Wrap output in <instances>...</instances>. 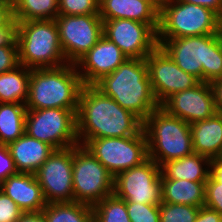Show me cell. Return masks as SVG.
I'll return each mask as SVG.
<instances>
[{
    "mask_svg": "<svg viewBox=\"0 0 222 222\" xmlns=\"http://www.w3.org/2000/svg\"><path fill=\"white\" fill-rule=\"evenodd\" d=\"M79 145L90 139L136 135L143 122L95 85H84L76 114Z\"/></svg>",
    "mask_w": 222,
    "mask_h": 222,
    "instance_id": "6da1fadb",
    "label": "cell"
},
{
    "mask_svg": "<svg viewBox=\"0 0 222 222\" xmlns=\"http://www.w3.org/2000/svg\"><path fill=\"white\" fill-rule=\"evenodd\" d=\"M95 86L142 122L160 105L151 89L145 59H127Z\"/></svg>",
    "mask_w": 222,
    "mask_h": 222,
    "instance_id": "7a4b0ae2",
    "label": "cell"
},
{
    "mask_svg": "<svg viewBox=\"0 0 222 222\" xmlns=\"http://www.w3.org/2000/svg\"><path fill=\"white\" fill-rule=\"evenodd\" d=\"M83 82L75 64L31 69L27 110L69 109L77 114Z\"/></svg>",
    "mask_w": 222,
    "mask_h": 222,
    "instance_id": "3957f363",
    "label": "cell"
},
{
    "mask_svg": "<svg viewBox=\"0 0 222 222\" xmlns=\"http://www.w3.org/2000/svg\"><path fill=\"white\" fill-rule=\"evenodd\" d=\"M179 68L201 82L222 78V40L220 34L157 38Z\"/></svg>",
    "mask_w": 222,
    "mask_h": 222,
    "instance_id": "277c9868",
    "label": "cell"
},
{
    "mask_svg": "<svg viewBox=\"0 0 222 222\" xmlns=\"http://www.w3.org/2000/svg\"><path fill=\"white\" fill-rule=\"evenodd\" d=\"M148 158L160 167L194 153L190 124L170 115L162 107L153 110L143 121Z\"/></svg>",
    "mask_w": 222,
    "mask_h": 222,
    "instance_id": "5b68a950",
    "label": "cell"
},
{
    "mask_svg": "<svg viewBox=\"0 0 222 222\" xmlns=\"http://www.w3.org/2000/svg\"><path fill=\"white\" fill-rule=\"evenodd\" d=\"M19 62L27 68H57L67 63L55 19L18 21Z\"/></svg>",
    "mask_w": 222,
    "mask_h": 222,
    "instance_id": "8992f818",
    "label": "cell"
},
{
    "mask_svg": "<svg viewBox=\"0 0 222 222\" xmlns=\"http://www.w3.org/2000/svg\"><path fill=\"white\" fill-rule=\"evenodd\" d=\"M222 18L213 10L178 0H163L157 38H181L217 34Z\"/></svg>",
    "mask_w": 222,
    "mask_h": 222,
    "instance_id": "52a82bcc",
    "label": "cell"
},
{
    "mask_svg": "<svg viewBox=\"0 0 222 222\" xmlns=\"http://www.w3.org/2000/svg\"><path fill=\"white\" fill-rule=\"evenodd\" d=\"M72 181L74 202L93 207L113 194L114 177L82 145L73 146Z\"/></svg>",
    "mask_w": 222,
    "mask_h": 222,
    "instance_id": "ba28073f",
    "label": "cell"
},
{
    "mask_svg": "<svg viewBox=\"0 0 222 222\" xmlns=\"http://www.w3.org/2000/svg\"><path fill=\"white\" fill-rule=\"evenodd\" d=\"M25 133L55 150L79 145L76 113L69 109L27 110Z\"/></svg>",
    "mask_w": 222,
    "mask_h": 222,
    "instance_id": "9c48e42d",
    "label": "cell"
},
{
    "mask_svg": "<svg viewBox=\"0 0 222 222\" xmlns=\"http://www.w3.org/2000/svg\"><path fill=\"white\" fill-rule=\"evenodd\" d=\"M84 146L113 177L148 159L147 139L143 128L133 136L90 139Z\"/></svg>",
    "mask_w": 222,
    "mask_h": 222,
    "instance_id": "30bf717a",
    "label": "cell"
},
{
    "mask_svg": "<svg viewBox=\"0 0 222 222\" xmlns=\"http://www.w3.org/2000/svg\"><path fill=\"white\" fill-rule=\"evenodd\" d=\"M113 194L125 201L160 205L161 167L152 159L122 171L114 177Z\"/></svg>",
    "mask_w": 222,
    "mask_h": 222,
    "instance_id": "8fae6325",
    "label": "cell"
},
{
    "mask_svg": "<svg viewBox=\"0 0 222 222\" xmlns=\"http://www.w3.org/2000/svg\"><path fill=\"white\" fill-rule=\"evenodd\" d=\"M60 45L67 63L75 64L103 35V20L99 14L58 15Z\"/></svg>",
    "mask_w": 222,
    "mask_h": 222,
    "instance_id": "7c38bea8",
    "label": "cell"
},
{
    "mask_svg": "<svg viewBox=\"0 0 222 222\" xmlns=\"http://www.w3.org/2000/svg\"><path fill=\"white\" fill-rule=\"evenodd\" d=\"M151 89L159 105L172 94L191 89L201 81L177 66L158 45L146 58Z\"/></svg>",
    "mask_w": 222,
    "mask_h": 222,
    "instance_id": "4fadbf2b",
    "label": "cell"
},
{
    "mask_svg": "<svg viewBox=\"0 0 222 222\" xmlns=\"http://www.w3.org/2000/svg\"><path fill=\"white\" fill-rule=\"evenodd\" d=\"M73 147L54 150L35 173L46 203L74 202Z\"/></svg>",
    "mask_w": 222,
    "mask_h": 222,
    "instance_id": "5bb4252c",
    "label": "cell"
},
{
    "mask_svg": "<svg viewBox=\"0 0 222 222\" xmlns=\"http://www.w3.org/2000/svg\"><path fill=\"white\" fill-rule=\"evenodd\" d=\"M103 35L129 59H145L159 45L157 31L151 25L135 20H103Z\"/></svg>",
    "mask_w": 222,
    "mask_h": 222,
    "instance_id": "9a60e30c",
    "label": "cell"
},
{
    "mask_svg": "<svg viewBox=\"0 0 222 222\" xmlns=\"http://www.w3.org/2000/svg\"><path fill=\"white\" fill-rule=\"evenodd\" d=\"M160 107L190 125L217 113L213 87L209 82H200L191 89L172 94Z\"/></svg>",
    "mask_w": 222,
    "mask_h": 222,
    "instance_id": "2e32d148",
    "label": "cell"
},
{
    "mask_svg": "<svg viewBox=\"0 0 222 222\" xmlns=\"http://www.w3.org/2000/svg\"><path fill=\"white\" fill-rule=\"evenodd\" d=\"M128 57L104 35L76 63L83 85H95L105 75L114 72Z\"/></svg>",
    "mask_w": 222,
    "mask_h": 222,
    "instance_id": "e0dca14e",
    "label": "cell"
},
{
    "mask_svg": "<svg viewBox=\"0 0 222 222\" xmlns=\"http://www.w3.org/2000/svg\"><path fill=\"white\" fill-rule=\"evenodd\" d=\"M0 190L23 212L42 211L47 204L35 174L18 172L11 175L0 183Z\"/></svg>",
    "mask_w": 222,
    "mask_h": 222,
    "instance_id": "ac0fdd59",
    "label": "cell"
},
{
    "mask_svg": "<svg viewBox=\"0 0 222 222\" xmlns=\"http://www.w3.org/2000/svg\"><path fill=\"white\" fill-rule=\"evenodd\" d=\"M99 15L102 20L129 19L159 28V10L144 0H100Z\"/></svg>",
    "mask_w": 222,
    "mask_h": 222,
    "instance_id": "d6986e66",
    "label": "cell"
},
{
    "mask_svg": "<svg viewBox=\"0 0 222 222\" xmlns=\"http://www.w3.org/2000/svg\"><path fill=\"white\" fill-rule=\"evenodd\" d=\"M7 146L17 171L31 174H35L55 150L46 142L32 138L26 133Z\"/></svg>",
    "mask_w": 222,
    "mask_h": 222,
    "instance_id": "ffe728a7",
    "label": "cell"
},
{
    "mask_svg": "<svg viewBox=\"0 0 222 222\" xmlns=\"http://www.w3.org/2000/svg\"><path fill=\"white\" fill-rule=\"evenodd\" d=\"M194 153L210 159L222 156V114L190 125Z\"/></svg>",
    "mask_w": 222,
    "mask_h": 222,
    "instance_id": "44dd1931",
    "label": "cell"
},
{
    "mask_svg": "<svg viewBox=\"0 0 222 222\" xmlns=\"http://www.w3.org/2000/svg\"><path fill=\"white\" fill-rule=\"evenodd\" d=\"M210 163V158L197 153L170 160L161 166V179L206 182L210 176Z\"/></svg>",
    "mask_w": 222,
    "mask_h": 222,
    "instance_id": "7402d4cb",
    "label": "cell"
},
{
    "mask_svg": "<svg viewBox=\"0 0 222 222\" xmlns=\"http://www.w3.org/2000/svg\"><path fill=\"white\" fill-rule=\"evenodd\" d=\"M206 182L161 179L162 202L202 207Z\"/></svg>",
    "mask_w": 222,
    "mask_h": 222,
    "instance_id": "603a6c76",
    "label": "cell"
},
{
    "mask_svg": "<svg viewBox=\"0 0 222 222\" xmlns=\"http://www.w3.org/2000/svg\"><path fill=\"white\" fill-rule=\"evenodd\" d=\"M31 68L19 65L0 74V103L26 104Z\"/></svg>",
    "mask_w": 222,
    "mask_h": 222,
    "instance_id": "cb8c5ba5",
    "label": "cell"
},
{
    "mask_svg": "<svg viewBox=\"0 0 222 222\" xmlns=\"http://www.w3.org/2000/svg\"><path fill=\"white\" fill-rule=\"evenodd\" d=\"M27 108L20 103H0V144L8 145L25 133Z\"/></svg>",
    "mask_w": 222,
    "mask_h": 222,
    "instance_id": "d4e9b609",
    "label": "cell"
},
{
    "mask_svg": "<svg viewBox=\"0 0 222 222\" xmlns=\"http://www.w3.org/2000/svg\"><path fill=\"white\" fill-rule=\"evenodd\" d=\"M42 212L47 222H94L93 208L79 202L48 203Z\"/></svg>",
    "mask_w": 222,
    "mask_h": 222,
    "instance_id": "484cf974",
    "label": "cell"
},
{
    "mask_svg": "<svg viewBox=\"0 0 222 222\" xmlns=\"http://www.w3.org/2000/svg\"><path fill=\"white\" fill-rule=\"evenodd\" d=\"M58 16V0H16L13 17L17 21L50 20Z\"/></svg>",
    "mask_w": 222,
    "mask_h": 222,
    "instance_id": "4316f807",
    "label": "cell"
},
{
    "mask_svg": "<svg viewBox=\"0 0 222 222\" xmlns=\"http://www.w3.org/2000/svg\"><path fill=\"white\" fill-rule=\"evenodd\" d=\"M94 222H131L127 212L126 201L114 194L105 197L94 205Z\"/></svg>",
    "mask_w": 222,
    "mask_h": 222,
    "instance_id": "83f0119b",
    "label": "cell"
},
{
    "mask_svg": "<svg viewBox=\"0 0 222 222\" xmlns=\"http://www.w3.org/2000/svg\"><path fill=\"white\" fill-rule=\"evenodd\" d=\"M199 208L197 206L162 202L159 205L160 222H195Z\"/></svg>",
    "mask_w": 222,
    "mask_h": 222,
    "instance_id": "f1b7e54d",
    "label": "cell"
},
{
    "mask_svg": "<svg viewBox=\"0 0 222 222\" xmlns=\"http://www.w3.org/2000/svg\"><path fill=\"white\" fill-rule=\"evenodd\" d=\"M100 0H58V15L99 14Z\"/></svg>",
    "mask_w": 222,
    "mask_h": 222,
    "instance_id": "f546056e",
    "label": "cell"
},
{
    "mask_svg": "<svg viewBox=\"0 0 222 222\" xmlns=\"http://www.w3.org/2000/svg\"><path fill=\"white\" fill-rule=\"evenodd\" d=\"M131 222H160L159 205H146L126 201Z\"/></svg>",
    "mask_w": 222,
    "mask_h": 222,
    "instance_id": "4dcf8cb0",
    "label": "cell"
},
{
    "mask_svg": "<svg viewBox=\"0 0 222 222\" xmlns=\"http://www.w3.org/2000/svg\"><path fill=\"white\" fill-rule=\"evenodd\" d=\"M205 206L222 215V183L209 176L205 185Z\"/></svg>",
    "mask_w": 222,
    "mask_h": 222,
    "instance_id": "1f68e13d",
    "label": "cell"
},
{
    "mask_svg": "<svg viewBox=\"0 0 222 222\" xmlns=\"http://www.w3.org/2000/svg\"><path fill=\"white\" fill-rule=\"evenodd\" d=\"M23 211L0 190V222H16Z\"/></svg>",
    "mask_w": 222,
    "mask_h": 222,
    "instance_id": "d6a6232c",
    "label": "cell"
},
{
    "mask_svg": "<svg viewBox=\"0 0 222 222\" xmlns=\"http://www.w3.org/2000/svg\"><path fill=\"white\" fill-rule=\"evenodd\" d=\"M20 65L18 46L0 47V74Z\"/></svg>",
    "mask_w": 222,
    "mask_h": 222,
    "instance_id": "836d02e7",
    "label": "cell"
},
{
    "mask_svg": "<svg viewBox=\"0 0 222 222\" xmlns=\"http://www.w3.org/2000/svg\"><path fill=\"white\" fill-rule=\"evenodd\" d=\"M18 173L7 145L0 144V183Z\"/></svg>",
    "mask_w": 222,
    "mask_h": 222,
    "instance_id": "e575fe53",
    "label": "cell"
},
{
    "mask_svg": "<svg viewBox=\"0 0 222 222\" xmlns=\"http://www.w3.org/2000/svg\"><path fill=\"white\" fill-rule=\"evenodd\" d=\"M18 21L12 17L6 24L0 26V47L18 46Z\"/></svg>",
    "mask_w": 222,
    "mask_h": 222,
    "instance_id": "d590c367",
    "label": "cell"
},
{
    "mask_svg": "<svg viewBox=\"0 0 222 222\" xmlns=\"http://www.w3.org/2000/svg\"><path fill=\"white\" fill-rule=\"evenodd\" d=\"M195 222H222V215L204 205L199 208Z\"/></svg>",
    "mask_w": 222,
    "mask_h": 222,
    "instance_id": "8d00e7d4",
    "label": "cell"
},
{
    "mask_svg": "<svg viewBox=\"0 0 222 222\" xmlns=\"http://www.w3.org/2000/svg\"><path fill=\"white\" fill-rule=\"evenodd\" d=\"M178 1L207 7L216 12L222 18V0H178Z\"/></svg>",
    "mask_w": 222,
    "mask_h": 222,
    "instance_id": "74e56055",
    "label": "cell"
},
{
    "mask_svg": "<svg viewBox=\"0 0 222 222\" xmlns=\"http://www.w3.org/2000/svg\"><path fill=\"white\" fill-rule=\"evenodd\" d=\"M210 176L215 181L222 183V156L211 159Z\"/></svg>",
    "mask_w": 222,
    "mask_h": 222,
    "instance_id": "f35d334b",
    "label": "cell"
},
{
    "mask_svg": "<svg viewBox=\"0 0 222 222\" xmlns=\"http://www.w3.org/2000/svg\"><path fill=\"white\" fill-rule=\"evenodd\" d=\"M16 222H47V219L42 211L23 212Z\"/></svg>",
    "mask_w": 222,
    "mask_h": 222,
    "instance_id": "ab89813d",
    "label": "cell"
},
{
    "mask_svg": "<svg viewBox=\"0 0 222 222\" xmlns=\"http://www.w3.org/2000/svg\"><path fill=\"white\" fill-rule=\"evenodd\" d=\"M211 84L215 95L217 113L222 114V78L213 81Z\"/></svg>",
    "mask_w": 222,
    "mask_h": 222,
    "instance_id": "60d3db41",
    "label": "cell"
},
{
    "mask_svg": "<svg viewBox=\"0 0 222 222\" xmlns=\"http://www.w3.org/2000/svg\"><path fill=\"white\" fill-rule=\"evenodd\" d=\"M13 17V6L0 3V26L6 24Z\"/></svg>",
    "mask_w": 222,
    "mask_h": 222,
    "instance_id": "b9f144b4",
    "label": "cell"
},
{
    "mask_svg": "<svg viewBox=\"0 0 222 222\" xmlns=\"http://www.w3.org/2000/svg\"><path fill=\"white\" fill-rule=\"evenodd\" d=\"M144 1L151 2L158 10H160L163 0H144Z\"/></svg>",
    "mask_w": 222,
    "mask_h": 222,
    "instance_id": "7bdbcfd3",
    "label": "cell"
},
{
    "mask_svg": "<svg viewBox=\"0 0 222 222\" xmlns=\"http://www.w3.org/2000/svg\"><path fill=\"white\" fill-rule=\"evenodd\" d=\"M16 0H0V3L14 6Z\"/></svg>",
    "mask_w": 222,
    "mask_h": 222,
    "instance_id": "ee69618b",
    "label": "cell"
},
{
    "mask_svg": "<svg viewBox=\"0 0 222 222\" xmlns=\"http://www.w3.org/2000/svg\"><path fill=\"white\" fill-rule=\"evenodd\" d=\"M219 34H220V37H221V40H222V25H221Z\"/></svg>",
    "mask_w": 222,
    "mask_h": 222,
    "instance_id": "f6af8a7d",
    "label": "cell"
}]
</instances>
